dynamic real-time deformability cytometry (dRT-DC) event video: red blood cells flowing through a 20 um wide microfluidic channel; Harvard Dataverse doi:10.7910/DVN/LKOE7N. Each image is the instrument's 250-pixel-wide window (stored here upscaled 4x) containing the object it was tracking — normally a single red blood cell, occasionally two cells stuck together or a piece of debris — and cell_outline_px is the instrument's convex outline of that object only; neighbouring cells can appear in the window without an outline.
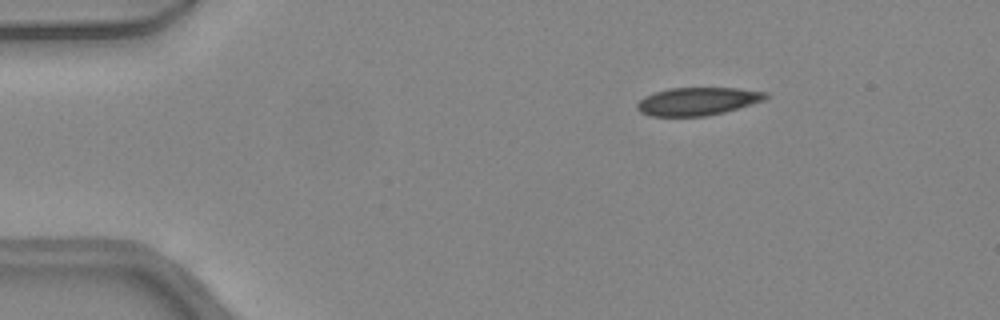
{"species": "common noctule bat (a hibernating species)", "species_latin": "Nyctalus noctula", "temperature_condition": "warm", "stored_images_in_passage": 40, "camera_frame_rate_fps": 3000, "um_per_image_px": 0.085, "animal": {"sex": "female", "body_mass_g": 24.6, "forearm_length_mm": 56.2}, "frame": {"image": 1, "passage_image": 1, "time_ms": 0.0, "image_size_px": [1000, 320], "cell_outline_px": [[768, 96], [764, 100], [724, 112], [704, 116], [648, 116], [640, 112], [636, 108], [636, 104], [644, 96], [668, 88], [736, 88], [768, 92]], "centroid_in_image_um": [59.26, 8.61], "position_along_channel_um": 25.7, "area_um2": 20.87}}
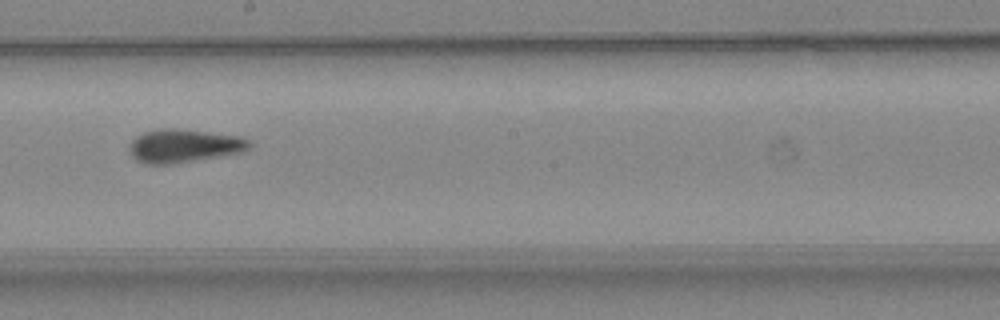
{"frame": {"image": 2, "passage_image": 20, "time_ms": 6.333, "image_size_px": [1000, 320], "cell_outline_px": [[252, 144], [244, 152], [168, 164], [144, 164], [136, 160], [132, 156], [128, 148], [132, 140], [136, 136], [144, 132], [160, 128], [176, 128], [244, 136]], "centroid_in_image_um": [15.63, 12.38], "position_along_channel_um": 232.6, "area_um2": 23.41}}
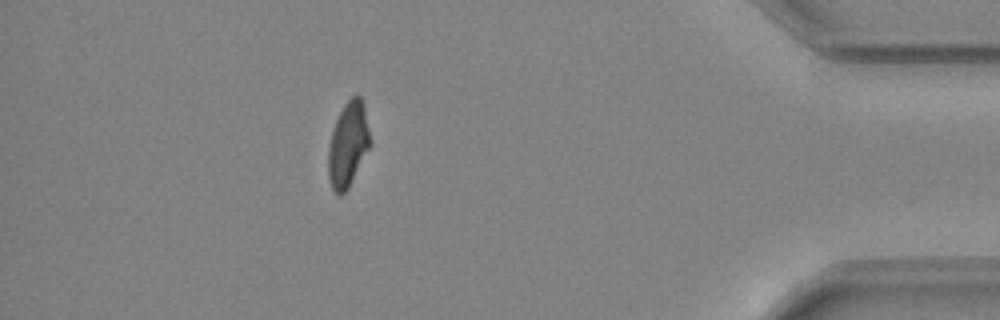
{"frame": {"image": 3, "passage_image": 35, "time_ms": 11.333, "image_size_px": [1000, 320], "cell_outline_px": [[372, 144], [348, 188], [340, 196], [332, 188], [328, 176], [328, 148], [332, 132], [336, 120], [344, 104], [352, 96], [360, 96], [364, 104], [372, 140]], "centroid_in_image_um": [29.61, 12.27], "position_along_channel_um": 405.6, "area_um2": 20.81}, "authors_computed_cell_mechanics": {"area_um2": 22.2819, "velocity_mm_per_s": 4.431, "shape_relaxation_time_tau1_ms": 8.4685, "shape_relaxation_time_tau2_ms": 1.9135, "deformation_change_tau1": 0.2114, "deformation_change_tau2": 0.0638}}